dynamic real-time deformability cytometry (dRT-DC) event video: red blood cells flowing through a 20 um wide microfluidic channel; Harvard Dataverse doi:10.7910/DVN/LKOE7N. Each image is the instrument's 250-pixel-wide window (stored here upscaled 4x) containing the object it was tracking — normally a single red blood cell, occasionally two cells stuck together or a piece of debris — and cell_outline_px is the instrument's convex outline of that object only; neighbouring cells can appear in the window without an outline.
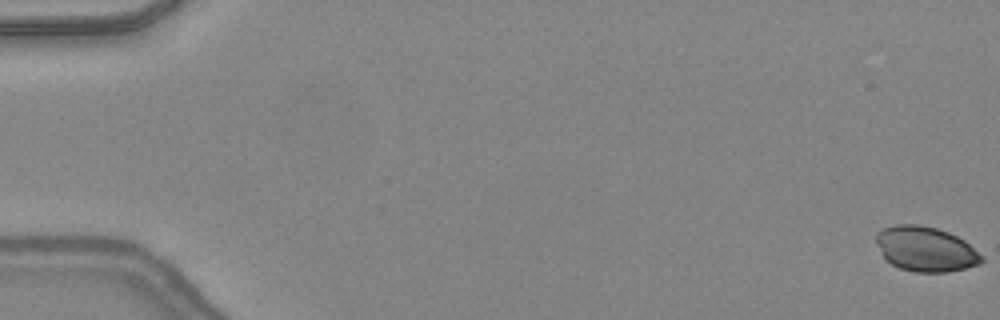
{"species": "common noctule bat (a hibernating species)", "species_latin": "Nyctalus noctula", "temperature_condition": "warm", "stored_images_in_passage": 13, "camera_frame_rate_fps": 3000, "um_per_image_px": 0.085, "animal": {"sex": "female", "body_mass_g": 24.6, "forearm_length_mm": 56.2}, "frame": {"image": 1, "passage_image": 1, "time_ms": 0.0, "image_size_px": [1000, 320], "cell_outline_px": [[984, 260], [980, 264], [948, 272], [916, 272], [900, 268], [892, 264], [884, 256], [876, 244], [876, 232], [884, 228], [896, 224], [916, 224], [936, 228], [948, 232], [964, 240], [984, 256]], "centroid_in_image_um": [78.69, 21.16], "position_along_channel_um": 6.3, "area_um2": 27.51}}